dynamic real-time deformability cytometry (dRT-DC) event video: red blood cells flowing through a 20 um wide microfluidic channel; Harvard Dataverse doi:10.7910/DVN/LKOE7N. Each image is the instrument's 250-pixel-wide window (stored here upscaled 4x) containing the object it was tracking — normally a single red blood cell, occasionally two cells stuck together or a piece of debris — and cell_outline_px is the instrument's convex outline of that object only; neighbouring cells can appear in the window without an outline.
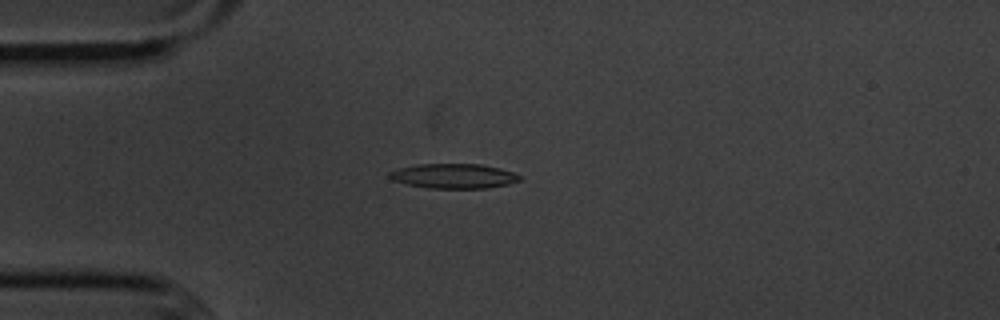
{"species": "common noctule bat (a hibernating species)", "species_latin": "Nyctalus noctula", "temperature_condition": "cold", "stored_images_in_passage": 42, "camera_frame_rate_fps": 3000, "um_per_image_px": 0.085, "animal": {"sex": "male", "body_mass_g": 20.1, "forearm_length_mm": 53.5}, "frame": {"image": 1, "passage_image": 1, "time_ms": 0.0, "image_size_px": [1000, 320], "cell_outline_px": [[520, 180], [508, 184], [484, 188], [428, 188], [408, 184], [392, 180], [388, 176], [388, 172], [400, 168], [416, 164], [480, 164], [500, 168], [512, 172], [520, 176]], "centroid_in_image_um": [38.54, 14.96], "position_along_channel_um": 46.5, "area_um2": 18.61}}
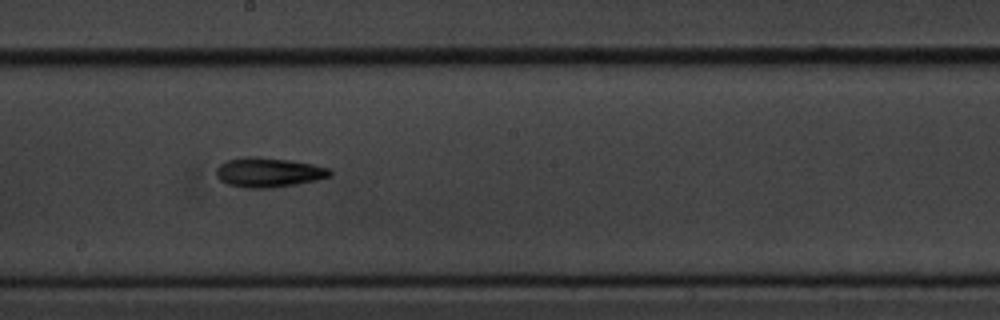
{"frame": {"image": 2, "passage_image": 17, "time_ms": 5.333, "image_size_px": [1000, 320], "cell_outline_px": [[332, 176], [316, 180], [296, 184], [272, 188], [244, 188], [228, 184], [220, 180], [216, 176], [216, 168], [220, 164], [228, 160], [244, 156], [256, 156], [288, 160], [312, 164], [332, 168]], "centroid_in_image_um": [22.83, 14.65], "position_along_channel_um": 225.4, "area_um2": 19.77}}
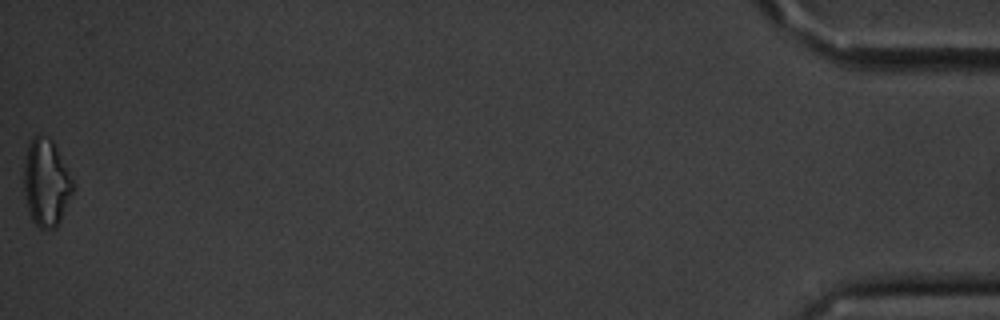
{"frame": {"image": 3, "passage_image": 42, "time_ms": 13.667, "image_size_px": [1000, 320], "cell_outline_px": [[76, 184], [60, 220], [56, 228], [40, 228], [32, 220], [28, 212], [24, 192], [24, 156], [28, 144], [36, 136], [48, 136], [52, 140]], "centroid_in_image_um": [3.92, 15.53], "position_along_channel_um": 431.3, "area_um2": 24.91}, "authors_computed_cell_mechanics": {"area_um2": 18.1492, "velocity_mm_per_s": 3.6305, "shape_relaxation_time_tau1_ms": 2.7955, "shape_relaxation_time_tau2_ms": null, "deformation_change_tau1": 0.1462, "deformation_change_tau2": null}}